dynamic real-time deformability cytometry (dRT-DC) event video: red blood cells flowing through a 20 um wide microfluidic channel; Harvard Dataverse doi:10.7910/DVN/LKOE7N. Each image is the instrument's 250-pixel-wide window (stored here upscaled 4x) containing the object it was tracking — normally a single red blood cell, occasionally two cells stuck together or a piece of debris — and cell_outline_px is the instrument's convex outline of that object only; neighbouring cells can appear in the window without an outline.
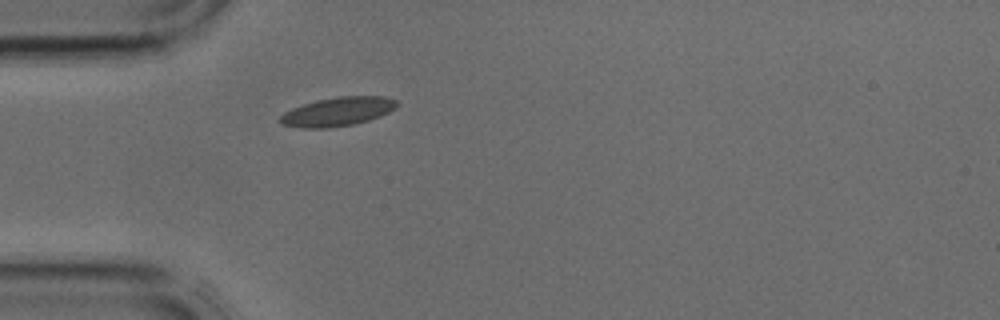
{"species": "common noctule bat (a hibernating species)", "species_latin": "Nyctalus noctula", "temperature_condition": "cold", "stored_images_in_passage": 1, "camera_frame_rate_fps": 3000, "um_per_image_px": 0.085, "animal": {"sex": "male", "body_mass_g": 17.9, "forearm_length_mm": 54.2}, "frame": {"image": 1, "passage_image": 1, "time_ms": 0.0, "image_size_px": [1000, 320], "cell_outline_px": [[396, 108], [380, 116], [368, 120], [352, 124], [328, 128], [300, 128], [280, 124], [276, 120], [284, 112], [292, 108], [316, 100], [340, 96], [384, 96], [396, 100]], "centroid_in_image_um": [28.64, 9.49], "position_along_channel_um": 56.4, "area_um2": 19.65}}